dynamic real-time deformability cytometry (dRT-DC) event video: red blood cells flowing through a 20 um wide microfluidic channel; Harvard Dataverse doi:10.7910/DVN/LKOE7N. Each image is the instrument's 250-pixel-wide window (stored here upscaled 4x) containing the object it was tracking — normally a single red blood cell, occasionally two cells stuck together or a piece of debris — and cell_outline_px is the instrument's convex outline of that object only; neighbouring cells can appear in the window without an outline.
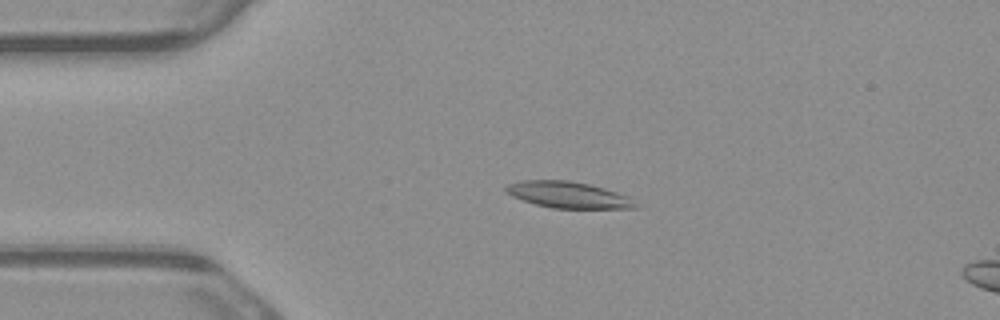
{"species": "common noctule bat (a hibernating species)", "species_latin": "Nyctalus noctula", "temperature_condition": "warm", "stored_images_in_passage": 6, "camera_frame_rate_fps": 3000, "um_per_image_px": 0.085, "animal": {"sex": "male", "body_mass_g": 23.1, "forearm_length_mm": 52.7}, "frame": {"image": 1, "passage_image": 4, "time_ms": 1.0, "image_size_px": [1000, 320], "cell_outline_px": [[640, 208], [552, 208], [536, 204], [512, 196], [504, 192], [504, 188], [508, 184], [524, 180], [568, 180], [588, 184], [604, 188], [628, 196]], "centroid_in_image_um": [48.27, 16.56], "position_along_channel_um": 36.7, "area_um2": 19.71}}